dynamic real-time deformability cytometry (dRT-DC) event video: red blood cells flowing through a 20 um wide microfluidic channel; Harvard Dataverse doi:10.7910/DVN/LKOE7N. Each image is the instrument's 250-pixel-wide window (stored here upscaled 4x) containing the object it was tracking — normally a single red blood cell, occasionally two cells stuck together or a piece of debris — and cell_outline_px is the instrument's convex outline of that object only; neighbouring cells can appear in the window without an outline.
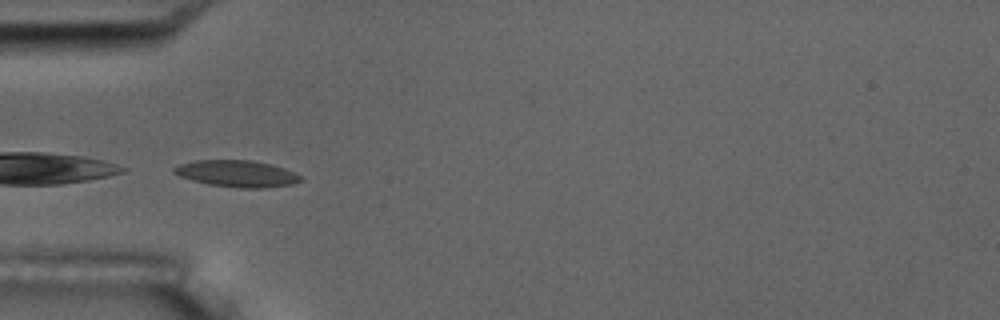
{"species": "common noctule bat (a hibernating species)", "species_latin": "Nyctalus noctula", "temperature_condition": "room temperature", "stored_images_in_passage": 5, "camera_frame_rate_fps": 3000, "um_per_image_px": 0.085, "animal": {"sex": "male", "body_mass_g": 17.5, "forearm_length_mm": 52.3}, "frame": {"image": 1, "passage_image": 4, "time_ms": 4.333, "image_size_px": [1000, 320], "cell_outline_px": [[304, 180], [292, 184], [264, 188], [240, 188], [208, 184], [192, 180], [180, 176], [172, 172], [172, 168], [180, 164], [196, 160], [252, 160], [272, 164], [284, 168], [300, 176]], "centroid_in_image_um": [20.13, 14.75], "position_along_channel_um": 64.9, "area_um2": 19.65}}